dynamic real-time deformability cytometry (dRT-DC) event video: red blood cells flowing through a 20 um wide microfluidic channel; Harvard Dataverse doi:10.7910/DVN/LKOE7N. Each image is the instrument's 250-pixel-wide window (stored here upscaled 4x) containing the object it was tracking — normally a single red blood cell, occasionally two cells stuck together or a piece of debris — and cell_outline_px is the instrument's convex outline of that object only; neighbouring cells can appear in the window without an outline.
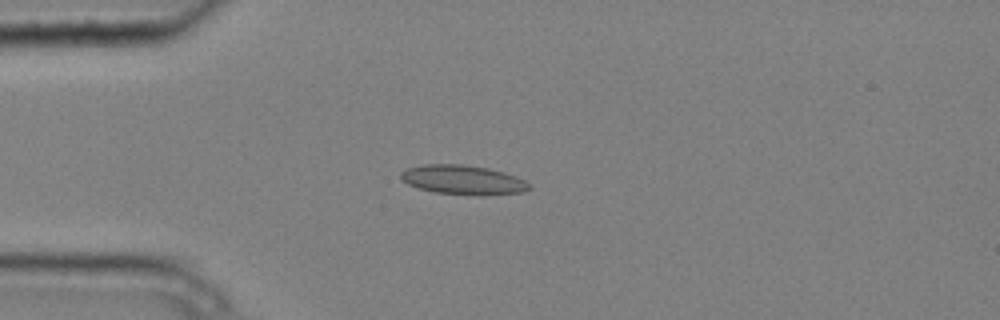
{"species": "common noctule bat (a hibernating species)", "species_latin": "Nyctalus noctula", "temperature_condition": "cold", "stored_images_in_passage": 5, "camera_frame_rate_fps": 3000, "um_per_image_px": 0.085, "animal": {"sex": "male", "body_mass_g": 20.4}, "frame": {"image": 1, "passage_image": 3, "time_ms": 0.667, "image_size_px": [1000, 320], "cell_outline_px": [[532, 188], [524, 192], [480, 196], [436, 192], [420, 188], [408, 184], [400, 176], [400, 172], [408, 168], [424, 164], [460, 164], [488, 168], [504, 172], [516, 176], [532, 184]], "centroid_in_image_um": [39.42, 15.29], "position_along_channel_um": 45.6, "area_um2": 22.02}}
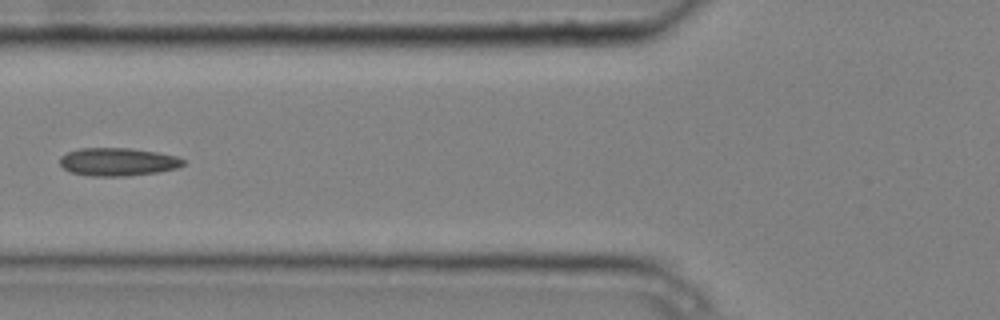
{"frame": {"image": 2, "passage_image": 5, "time_ms": 1.333, "image_size_px": [1000, 320], "cell_outline_px": [[184, 164], [180, 168], [156, 172], [128, 176], [88, 176], [72, 172], [64, 168], [60, 164], [60, 156], [68, 152], [80, 148], [128, 148], [156, 152], [176, 156], [184, 160]], "centroid_in_image_um": [10.02, 13.76], "position_along_channel_um": 115.8, "area_um2": 20.11}}